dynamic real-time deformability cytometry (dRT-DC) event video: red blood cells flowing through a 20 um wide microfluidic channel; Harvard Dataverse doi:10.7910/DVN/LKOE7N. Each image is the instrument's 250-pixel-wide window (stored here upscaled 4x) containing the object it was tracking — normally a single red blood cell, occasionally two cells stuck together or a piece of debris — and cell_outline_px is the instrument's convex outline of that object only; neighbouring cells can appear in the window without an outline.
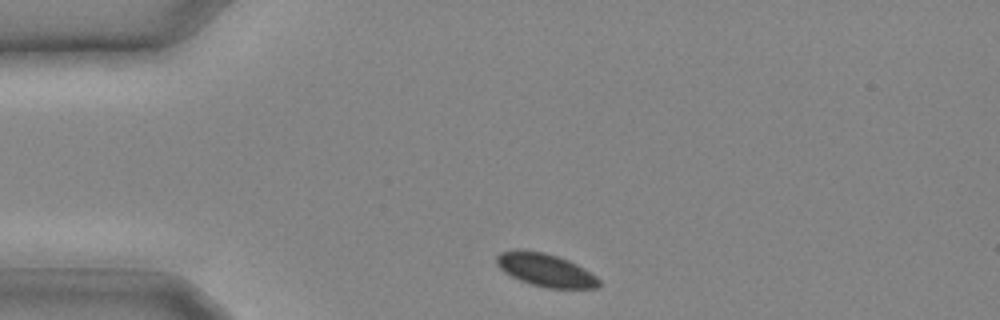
{"species": "common noctule bat (a hibernating species)", "species_latin": "Nyctalus noctula", "temperature_condition": "cold", "stored_images_in_passage": 5, "camera_frame_rate_fps": 3000, "um_per_image_px": 0.085, "animal": {"sex": "male", "body_mass_g": 20.4}, "frame": {"image": 1, "passage_image": 1, "time_ms": 0.0, "image_size_px": [1000, 320], "cell_outline_px": [[604, 284], [600, 288], [548, 288], [532, 284], [520, 280], [504, 272], [496, 264], [496, 256], [500, 252], [544, 252], [568, 260], [584, 268], [596, 276]], "centroid_in_image_um": [46.45, 22.99], "position_along_channel_um": 38.5, "area_um2": 19.25}}
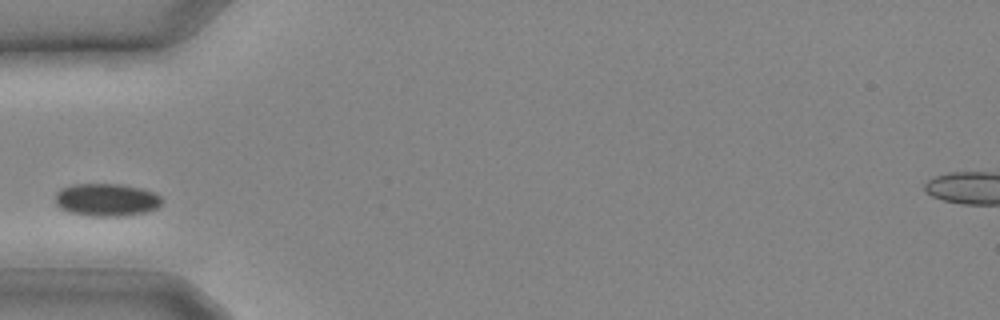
{"frame": {"image": 2, "passage_image": 4, "time_ms": 1.0, "image_size_px": [1000, 320], "cell_outline_px": [[164, 200], [156, 208], [148, 212], [124, 216], [88, 216], [68, 212], [60, 208], [56, 204], [56, 192], [60, 188], [72, 184], [120, 184], [140, 188], [152, 192], [160, 196]], "centroid_in_image_um": [9.04, 16.99], "position_along_channel_um": 76.0, "area_um2": 20.52}}